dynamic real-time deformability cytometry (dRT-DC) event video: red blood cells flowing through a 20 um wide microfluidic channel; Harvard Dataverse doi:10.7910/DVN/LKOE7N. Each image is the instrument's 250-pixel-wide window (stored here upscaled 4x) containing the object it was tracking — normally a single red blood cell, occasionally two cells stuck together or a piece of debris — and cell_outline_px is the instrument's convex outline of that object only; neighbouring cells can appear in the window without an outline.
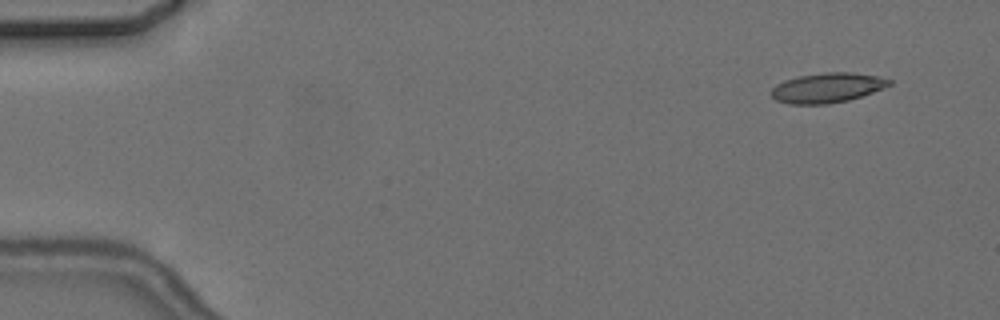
{"species": "common noctule bat (a hibernating species)", "species_latin": "Nyctalus noctula", "temperature_condition": "cold", "stored_images_in_passage": 6, "camera_frame_rate_fps": 3000, "um_per_image_px": 0.085, "animal": {"sex": "female", "body_mass_g": 24.6, "forearm_length_mm": 56.2}, "frame": {"image": 1, "passage_image": 1, "time_ms": 0.0, "image_size_px": [1000, 320], "cell_outline_px": [[892, 84], [872, 92], [848, 100], [828, 104], [788, 104], [776, 100], [768, 92], [776, 84], [784, 80], [796, 76], [824, 72], [852, 72], [876, 76], [892, 80]], "centroid_in_image_um": [70.26, 7.45], "position_along_channel_um": 14.7, "area_um2": 20.58}}
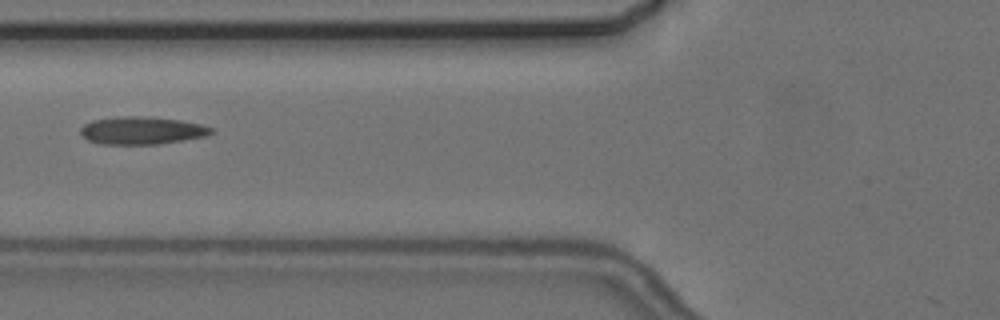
{"frame": {"image": 2, "passage_image": 6, "time_ms": 6.0, "image_size_px": [1000, 320], "cell_outline_px": [[212, 132], [208, 136], [160, 144], [100, 144], [88, 140], [80, 132], [80, 128], [84, 124], [92, 120], [124, 116], [152, 116], [180, 120], [200, 124], [212, 128]], "centroid_in_image_um": [12.06, 11.09], "position_along_channel_um": 113.7, "area_um2": 21.15}}